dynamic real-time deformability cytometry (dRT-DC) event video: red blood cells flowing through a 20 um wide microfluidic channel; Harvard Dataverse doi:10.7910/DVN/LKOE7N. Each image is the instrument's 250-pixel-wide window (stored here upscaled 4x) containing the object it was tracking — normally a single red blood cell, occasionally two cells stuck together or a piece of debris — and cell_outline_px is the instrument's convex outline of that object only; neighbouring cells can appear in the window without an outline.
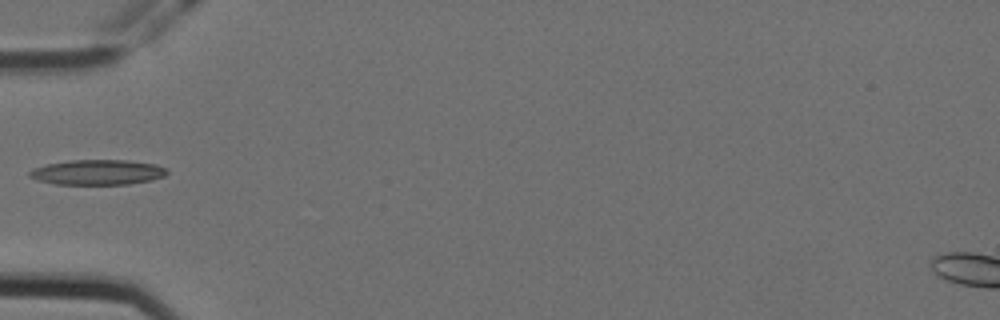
{"species": "Egyptian fruit bat (a non-hibernating species)", "species_latin": "Rousettus aegyptiacus", "temperature_condition": "cold", "stored_images_in_passage": 5, "camera_frame_rate_fps": 3000, "um_per_image_px": 0.085, "animal": {"sex": "female"}, "frame": {"image": 1, "passage_image": 4, "time_ms": 1.0, "image_size_px": [1000, 320], "cell_outline_px": [[168, 172], [164, 176], [152, 180], [128, 184], [56, 184], [36, 180], [28, 176], [28, 172], [32, 168], [48, 164], [72, 160], [128, 160], [156, 164], [168, 168]], "centroid_in_image_um": [8.3, 14.64], "position_along_channel_um": 76.7, "area_um2": 20.23}}
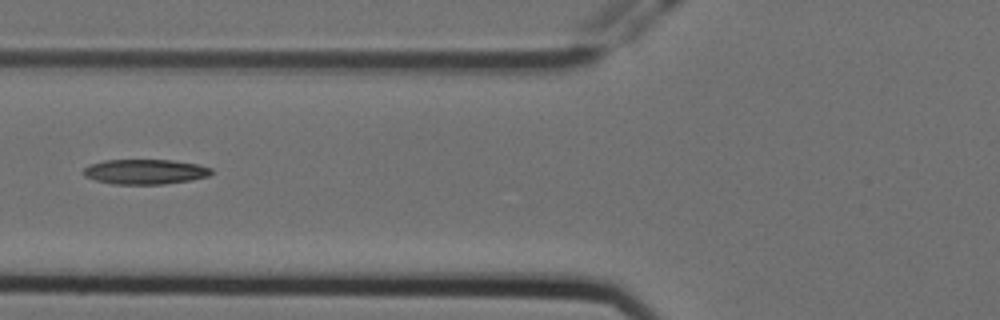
{"frame": {"image": 2, "passage_image": 5, "time_ms": 1.333, "image_size_px": [1000, 320], "cell_outline_px": [[212, 172], [208, 176], [192, 180], [164, 184], [112, 184], [96, 180], [84, 176], [84, 168], [88, 164], [104, 160], [172, 160], [196, 164], [212, 168]], "centroid_in_image_um": [12.32, 14.59], "position_along_channel_um": 113.5, "area_um2": 18.61}}